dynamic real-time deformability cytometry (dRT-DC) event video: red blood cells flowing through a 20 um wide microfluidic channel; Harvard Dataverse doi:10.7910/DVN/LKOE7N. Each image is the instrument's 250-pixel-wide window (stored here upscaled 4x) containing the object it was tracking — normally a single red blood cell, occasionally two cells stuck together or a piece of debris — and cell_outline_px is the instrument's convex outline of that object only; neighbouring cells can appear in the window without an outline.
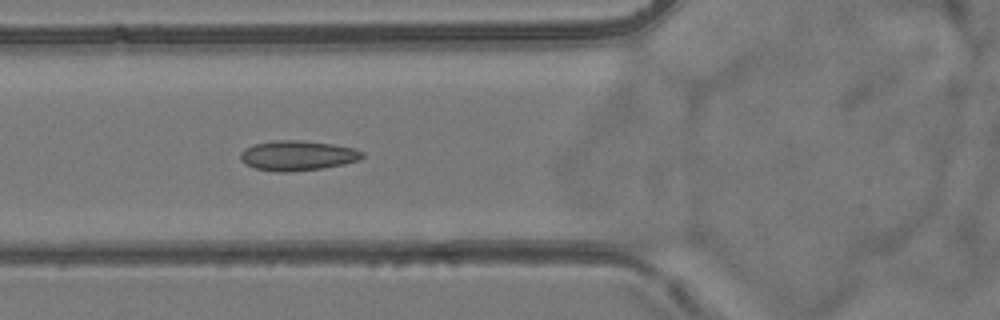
{"species": "common noctule bat (a hibernating species)", "species_latin": "Nyctalus noctula", "temperature_condition": "room temperature", "stored_images_in_passage": 7, "camera_frame_rate_fps": 3000, "um_per_image_px": 0.085, "animal": {"sex": "female", "body_mass_g": 24.6, "forearm_length_mm": 56.2}, "frame": {"image": 1, "passage_image": 5, "time_ms": 4.667, "image_size_px": [1000, 320], "cell_outline_px": [[364, 156], [360, 160], [344, 164], [324, 168], [288, 172], [280, 172], [256, 168], [244, 164], [240, 160], [240, 152], [244, 148], [256, 144], [272, 140], [304, 140], [332, 144], [352, 148], [364, 152]], "centroid_in_image_um": [25.28, 13.22], "position_along_channel_um": 100.5, "area_um2": 21.39}}
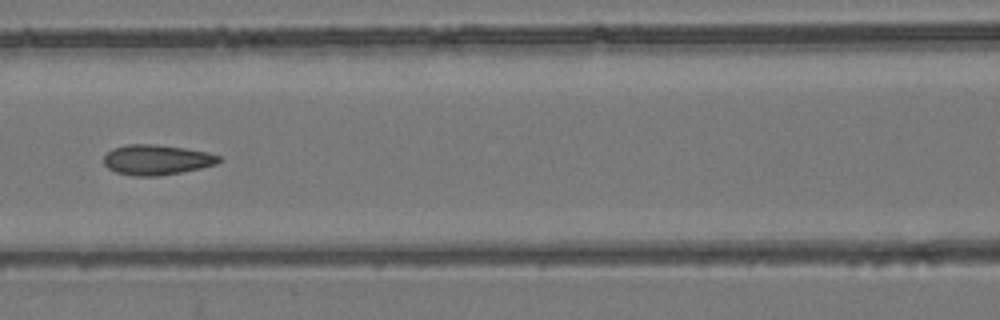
{"frame": {"image": 2, "passage_image": 6, "time_ms": 6.0, "image_size_px": [1000, 320], "cell_outline_px": [[224, 160], [216, 164], [200, 168], [160, 176], [132, 176], [116, 172], [108, 168], [104, 164], [104, 156], [112, 148], [128, 144], [156, 144], [184, 148], [208, 152], [220, 156]], "centroid_in_image_um": [13.32, 13.58], "position_along_channel_um": 153.3, "area_um2": 20.35}}
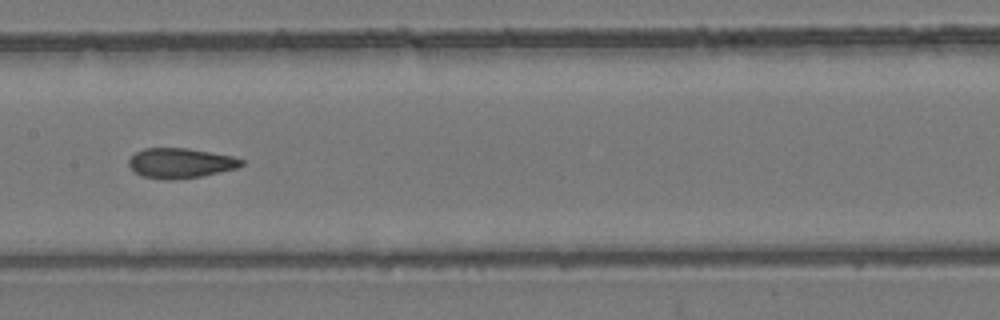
{"frame": {"image": 3, "passage_image": 7, "time_ms": 7.0, "image_size_px": [1000, 320], "cell_outline_px": [[244, 164], [236, 168], [200, 176], [172, 180], [164, 180], [144, 176], [136, 172], [128, 164], [128, 160], [136, 152], [144, 148], [188, 148], [236, 156], [244, 160]], "centroid_in_image_um": [15.37, 13.85], "position_along_channel_um": 192.0, "area_um2": 19.65}}